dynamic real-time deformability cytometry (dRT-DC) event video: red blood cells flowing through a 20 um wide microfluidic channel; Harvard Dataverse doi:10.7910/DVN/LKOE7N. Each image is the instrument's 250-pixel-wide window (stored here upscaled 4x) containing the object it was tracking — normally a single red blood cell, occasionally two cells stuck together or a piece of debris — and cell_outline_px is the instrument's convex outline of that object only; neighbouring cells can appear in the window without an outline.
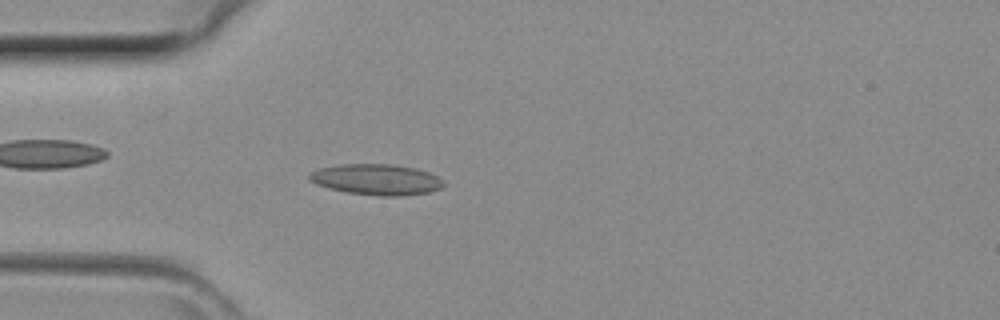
{"species": "common noctule bat (a hibernating species)", "species_latin": "Nyctalus noctula", "temperature_condition": "room temperature", "stored_images_in_passage": 41, "camera_frame_rate_fps": 3000, "um_per_image_px": 0.085, "animal": {"sex": "female", "body_mass_g": 29.2, "forearm_length_mm": 56.3}, "frame": {"image": 1, "passage_image": 11, "time_ms": 3.333, "image_size_px": [1000, 320], "cell_outline_px": [[444, 184], [440, 188], [428, 192], [404, 196], [380, 196], [348, 192], [328, 188], [316, 184], [308, 180], [308, 172], [320, 168], [340, 164], [392, 164], [416, 168], [428, 172], [444, 180]], "centroid_in_image_um": [31.97, 15.25], "position_along_channel_um": 53.0, "area_um2": 24.22}}
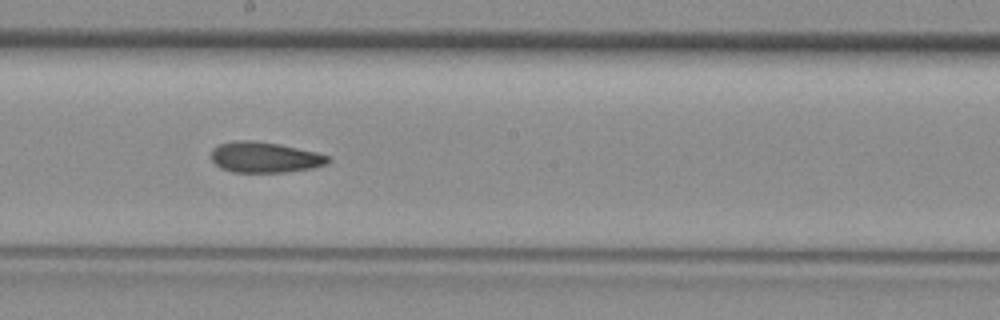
{"frame": {"image": 2, "passage_image": 22, "time_ms": 7.0, "image_size_px": [1000, 320], "cell_outline_px": [[332, 160], [328, 164], [312, 168], [284, 172], [232, 172], [220, 168], [212, 160], [212, 148], [220, 144], [232, 140], [252, 140], [280, 144], [316, 152], [332, 156]], "centroid_in_image_um": [22.53, 13.36], "position_along_channel_um": 225.7, "area_um2": 21.1}}
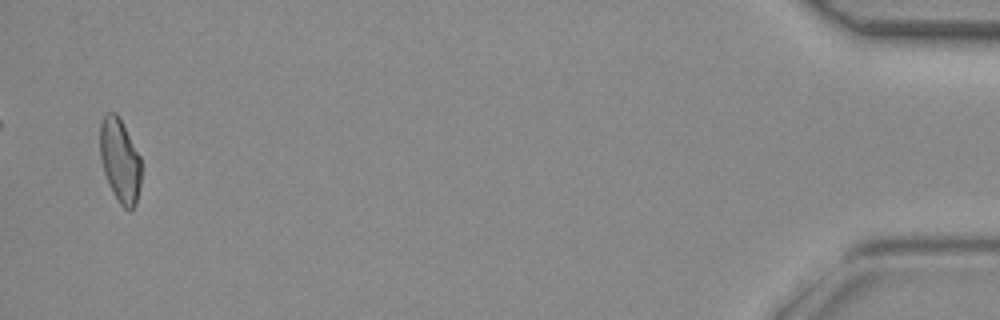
{"frame": {"image": 3, "passage_image": 40, "time_ms": 13.0, "image_size_px": [1000, 320], "cell_outline_px": [[140, 184], [136, 204], [132, 212], [128, 212], [120, 204], [112, 192], [108, 184], [100, 160], [100, 124], [104, 116], [108, 112], [116, 112], [140, 156]], "centroid_in_image_um": [10.18, 13.69], "position_along_channel_um": 425.0, "area_um2": 20.11}}